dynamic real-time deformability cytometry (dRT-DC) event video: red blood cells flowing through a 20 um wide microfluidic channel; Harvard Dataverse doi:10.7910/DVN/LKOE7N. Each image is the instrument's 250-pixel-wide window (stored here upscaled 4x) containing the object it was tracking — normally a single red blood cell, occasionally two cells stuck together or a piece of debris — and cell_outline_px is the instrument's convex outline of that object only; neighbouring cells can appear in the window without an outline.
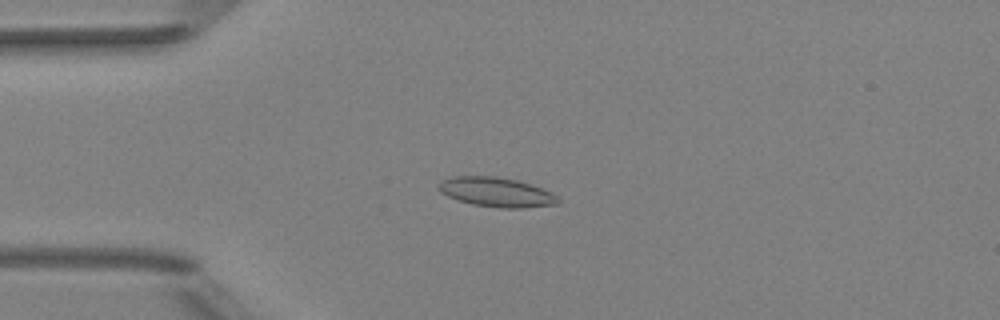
{"species": "Egyptian fruit bat (a non-hibernating species)", "species_latin": "Rousettus aegyptiacus", "temperature_condition": "room temperature", "stored_images_in_passage": 52, "camera_frame_rate_fps": 3000, "um_per_image_px": 0.085, "animal": {"sex": "female"}, "frame": {"image": 1, "passage_image": 14, "time_ms": 4.333, "image_size_px": [1000, 320], "cell_outline_px": [[560, 204], [524, 208], [500, 208], [472, 204], [448, 196], [440, 192], [436, 188], [436, 184], [440, 180], [452, 176], [496, 176], [516, 180], [532, 184], [552, 192], [560, 200]], "centroid_in_image_um": [42.18, 16.32], "position_along_channel_um": 42.8, "area_um2": 20.81}}
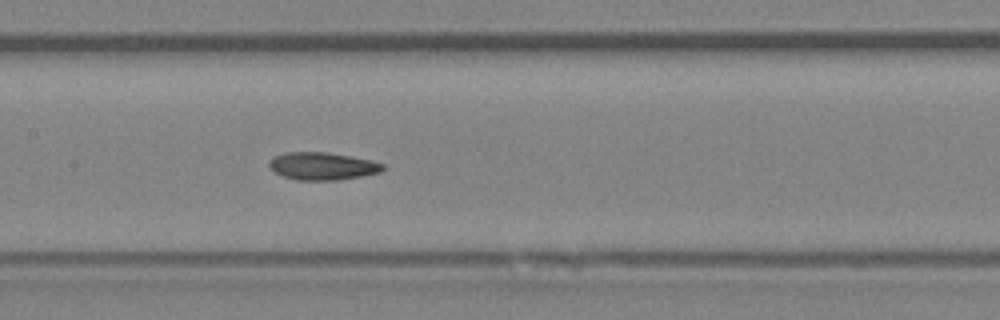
{"frame": {"image": 2, "passage_image": 26, "time_ms": 8.333, "image_size_px": [1000, 320], "cell_outline_px": [[384, 168], [380, 172], [340, 180], [296, 180], [284, 176], [276, 172], [268, 164], [268, 160], [272, 156], [284, 152], [324, 152], [352, 156], [372, 160], [384, 164]], "centroid_in_image_um": [27.39, 14.11], "position_along_channel_um": 180.0, "area_um2": 18.32}}
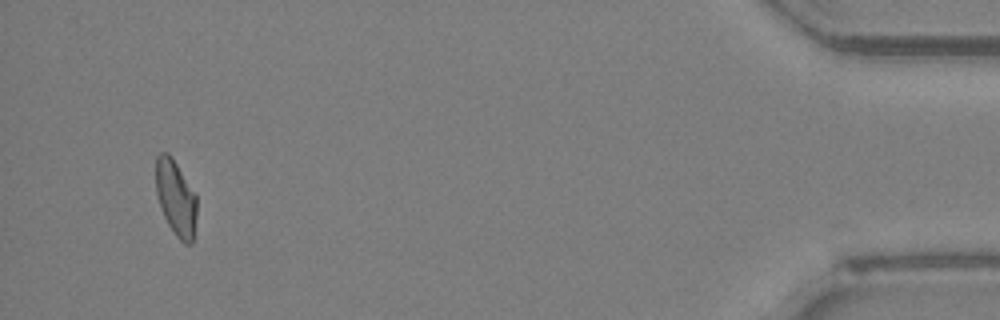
{"frame": {"image": 3, "passage_image": 50, "time_ms": 16.333, "image_size_px": [1000, 320], "cell_outline_px": [[196, 216], [192, 244], [184, 244], [176, 236], [168, 224], [164, 216], [156, 192], [156, 156], [160, 152], [168, 152], [172, 156], [196, 196]], "centroid_in_image_um": [14.93, 16.81], "position_along_channel_um": 420.3, "area_um2": 17.86}, "authors_computed_cell_mechanics": {"area_um2": 18.496, "velocity_mm_per_s": 3.9976, "shape_relaxation_time_tau1_ms": 4.9057, "shape_relaxation_time_tau2_ms": 2.4078, "deformation_change_tau1": 0.144, "deformation_change_tau2": 0.0681}}